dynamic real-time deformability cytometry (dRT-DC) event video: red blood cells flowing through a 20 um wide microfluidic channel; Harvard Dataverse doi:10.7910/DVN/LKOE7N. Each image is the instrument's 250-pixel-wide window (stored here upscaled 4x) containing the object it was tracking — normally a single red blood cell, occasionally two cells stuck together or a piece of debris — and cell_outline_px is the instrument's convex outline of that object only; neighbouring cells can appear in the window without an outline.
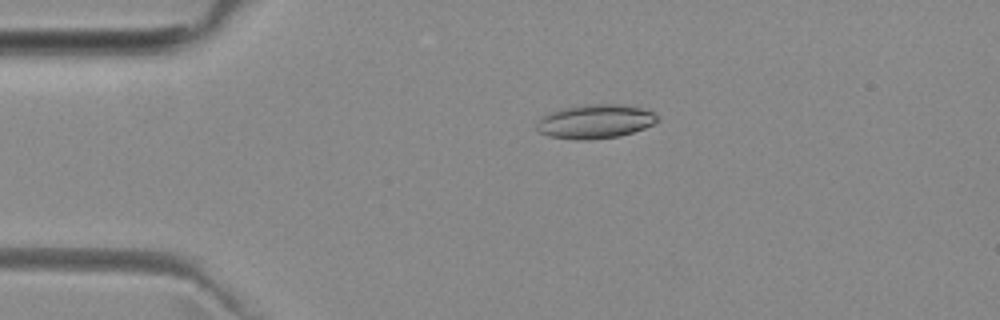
{"species": "common noctule bat (a hibernating species)", "species_latin": "Nyctalus noctula", "temperature_condition": "room temperature", "stored_images_in_passage": 5, "camera_frame_rate_fps": 3000, "um_per_image_px": 0.085, "animal": {"sex": "female", "body_mass_g": 29.2, "forearm_length_mm": 56.3}, "frame": {"image": 1, "passage_image": 4, "time_ms": 3.333, "image_size_px": [1000, 320], "cell_outline_px": [[660, 120], [644, 128], [620, 136], [588, 140], [576, 140], [548, 136], [540, 132], [536, 128], [536, 124], [540, 116], [564, 108], [588, 104], [624, 104], [640, 108], [652, 112]], "centroid_in_image_um": [50.56, 10.33], "position_along_channel_um": 34.4, "area_um2": 23.87}}